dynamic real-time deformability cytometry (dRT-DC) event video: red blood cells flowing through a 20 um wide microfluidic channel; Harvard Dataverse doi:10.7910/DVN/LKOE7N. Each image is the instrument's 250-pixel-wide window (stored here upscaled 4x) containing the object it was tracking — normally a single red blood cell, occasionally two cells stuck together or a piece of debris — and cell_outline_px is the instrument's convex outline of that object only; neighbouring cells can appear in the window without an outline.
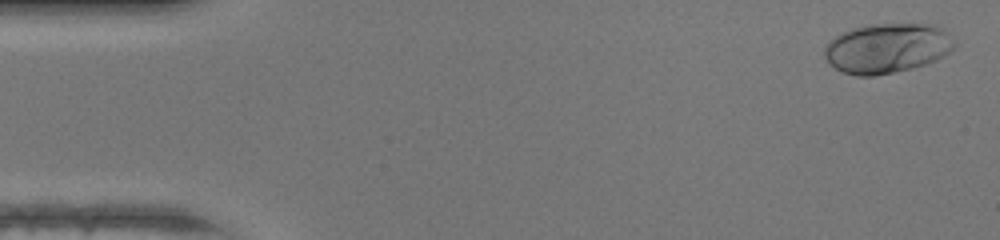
{"species": "human", "species_latin": "Homo sapiens", "temperature_condition": "warm", "stored_images_in_passage": 42, "camera_frame_rate_fps": 3000, "um_per_image_px": 0.085, "donor": {"sex": "female"}, "frame": {"image": 1, "passage_image": 2, "time_ms": 0.333, "image_size_px": [1000, 240], "cell_outline_px": [[956, 48], [944, 56], [936, 60], [912, 68], [876, 76], [856, 76], [844, 72], [836, 68], [824, 56], [824, 48], [836, 36], [844, 32], [856, 28], [872, 24], [928, 24], [940, 28], [956, 44]], "centroid_in_image_um": [75.42, 4.11], "position_along_channel_um": 9.6, "area_um2": 37.17}}
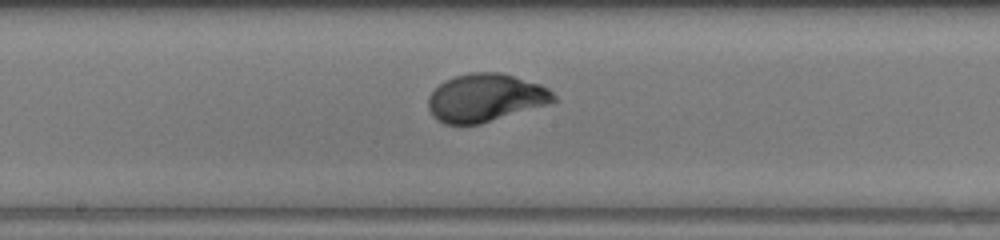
{"frame": {"image": 2, "passage_image": 25, "time_ms": 8.0, "image_size_px": [1000, 240], "cell_outline_px": [[556, 100], [548, 104], [480, 124], [444, 124], [436, 120], [432, 116], [428, 108], [428, 96], [444, 80], [456, 76], [472, 72], [500, 72], [540, 84], [548, 88], [556, 96]], "centroid_in_image_um": [41.24, 8.31], "position_along_channel_um": 207.0, "area_um2": 34.97}}
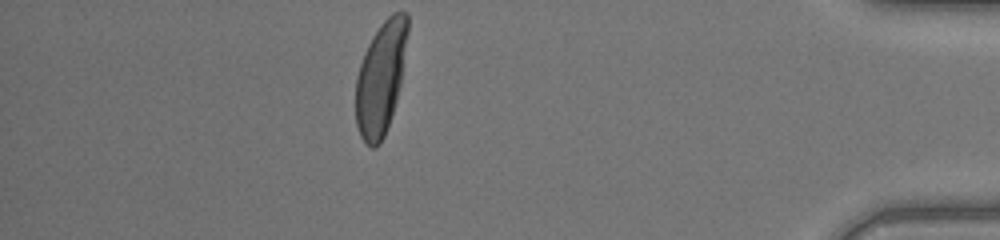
{"frame": {"image": 3, "passage_image": 42, "time_ms": 13.667, "image_size_px": [1000, 240], "cell_outline_px": [[408, 32], [400, 84], [396, 100], [384, 136], [380, 144], [376, 148], [372, 148], [364, 144], [360, 136], [356, 124], [356, 76], [364, 52], [372, 36], [380, 24], [392, 12], [408, 12]], "centroid_in_image_um": [32.35, 6.63], "position_along_channel_um": 402.8, "area_um2": 34.1}, "authors_computed_cell_mechanics": {"area_um2": 34.4488, "velocity_mm_per_s": 4.3426, "shape_relaxation_time_tau1_ms": 2.7218, "shape_relaxation_time_tau2_ms": null, "deformation_change_tau1": 0.1773, "deformation_change_tau2": null}}